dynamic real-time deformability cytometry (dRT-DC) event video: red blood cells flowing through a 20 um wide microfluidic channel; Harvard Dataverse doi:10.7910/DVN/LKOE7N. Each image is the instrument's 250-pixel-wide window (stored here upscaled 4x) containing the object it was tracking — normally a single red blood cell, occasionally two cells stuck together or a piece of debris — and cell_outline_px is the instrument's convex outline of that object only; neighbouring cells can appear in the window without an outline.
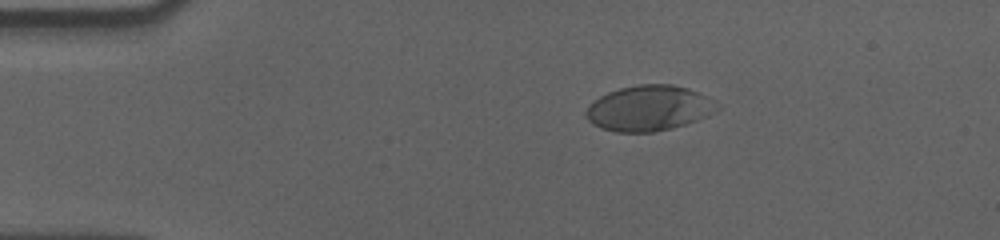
{"species": "human", "species_latin": "Homo sapiens", "temperature_condition": "cold", "stored_images_in_passage": 48, "camera_frame_rate_fps": 3000, "um_per_image_px": 0.085, "donor": {"sex": "male"}, "frame": {"image": 1, "passage_image": 1, "time_ms": 0.0, "image_size_px": [1000, 240], "cell_outline_px": [[720, 108], [708, 116], [672, 128], [652, 132], [616, 132], [600, 128], [592, 124], [584, 116], [584, 112], [600, 96], [608, 92], [620, 88], [640, 84], [672, 84], [688, 88], [720, 104]], "centroid_in_image_um": [55.15, 9.2], "position_along_channel_um": 29.9, "area_um2": 34.56}}
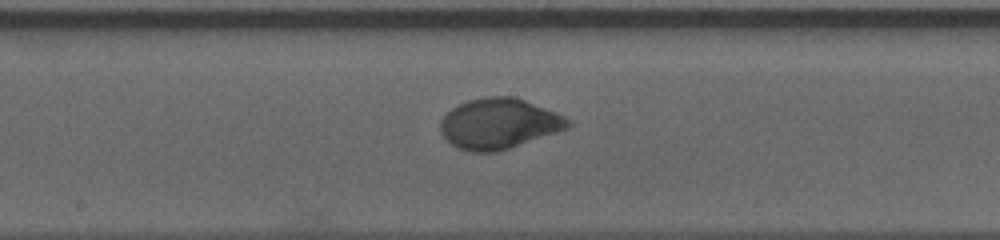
{"frame": {"image": 2, "passage_image": 21, "time_ms": 6.667, "image_size_px": [1000, 240], "cell_outline_px": [[572, 124], [568, 128], [496, 152], [472, 152], [456, 148], [440, 132], [440, 120], [456, 104], [468, 100], [484, 96], [512, 96], [524, 100], [556, 112], [572, 120]], "centroid_in_image_um": [42.38, 10.5], "position_along_channel_um": 205.8, "area_um2": 37.4}}
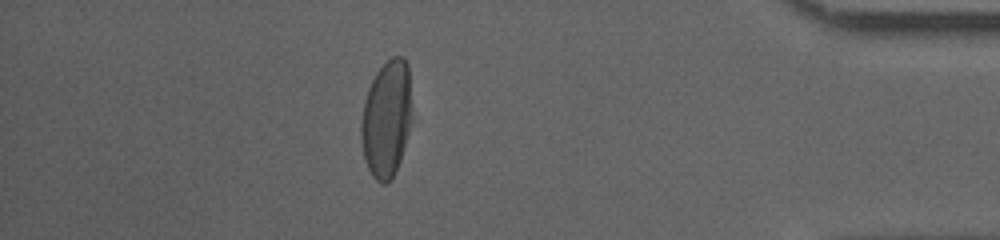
{"frame": {"image": 3, "passage_image": 41, "time_ms": 13.333, "image_size_px": [1000, 240], "cell_outline_px": [[412, 112], [404, 148], [400, 160], [392, 176], [384, 184], [380, 184], [372, 176], [368, 168], [364, 156], [360, 136], [360, 124], [364, 100], [368, 88], [376, 72], [392, 56], [404, 56], [408, 64]], "centroid_in_image_um": [32.84, 10.06], "position_along_channel_um": 402.4, "area_um2": 34.56}, "authors_computed_cell_mechanics": {"area_um2": 36.4429, "velocity_mm_per_s": 3.5406, "shape_relaxation_time_tau1_ms": 3.6865, "shape_relaxation_time_tau2_ms": null, "deformation_change_tau1": 0.1712, "deformation_change_tau2": null}}